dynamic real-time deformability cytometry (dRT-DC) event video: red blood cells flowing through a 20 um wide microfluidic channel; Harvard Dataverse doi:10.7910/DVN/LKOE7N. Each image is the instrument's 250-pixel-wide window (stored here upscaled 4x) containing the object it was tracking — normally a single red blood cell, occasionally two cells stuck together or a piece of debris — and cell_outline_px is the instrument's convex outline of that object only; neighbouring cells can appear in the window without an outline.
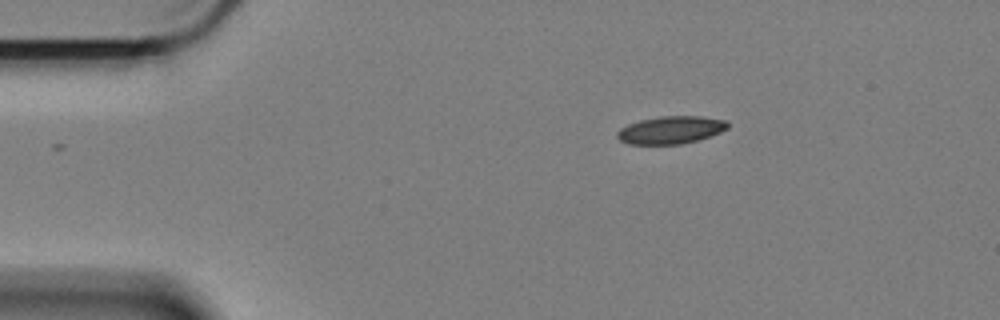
{"species": "Egyptian fruit bat (a non-hibernating species)", "species_latin": "Rousettus aegyptiacus", "temperature_condition": "cold", "stored_images_in_passage": 41, "camera_frame_rate_fps": 3000, "um_per_image_px": 0.085, "animal": {"sex": "female"}, "frame": {"image": 1, "passage_image": 1, "time_ms": 0.0, "image_size_px": [1000, 320], "cell_outline_px": [[728, 128], [720, 132], [696, 140], [680, 144], [628, 144], [620, 140], [616, 136], [616, 132], [620, 128], [628, 124], [640, 120], [660, 116], [700, 116], [724, 120], [728, 124]], "centroid_in_image_um": [56.97, 11.04], "position_along_channel_um": 28.0, "area_um2": 17.63}}
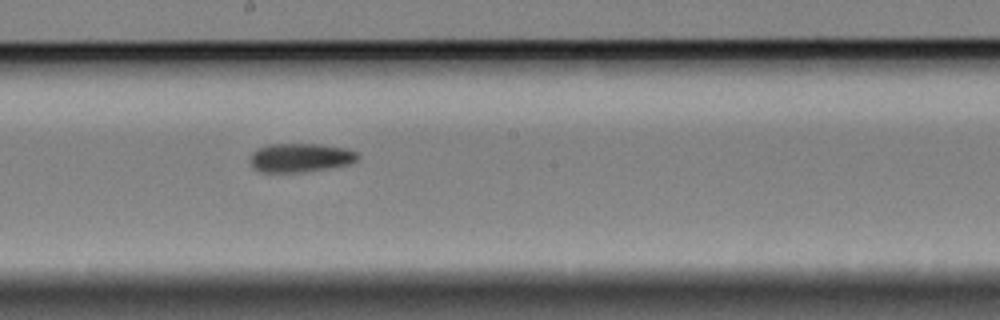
{"frame": {"image": 2, "passage_image": 23, "time_ms": 7.333, "image_size_px": [1000, 320], "cell_outline_px": [[360, 156], [356, 160], [348, 164], [300, 172], [260, 172], [248, 160], [252, 152], [256, 148], [268, 144], [320, 144], [344, 148], [356, 152]], "centroid_in_image_um": [25.47, 13.39], "position_along_channel_um": 222.7, "area_um2": 17.92}}
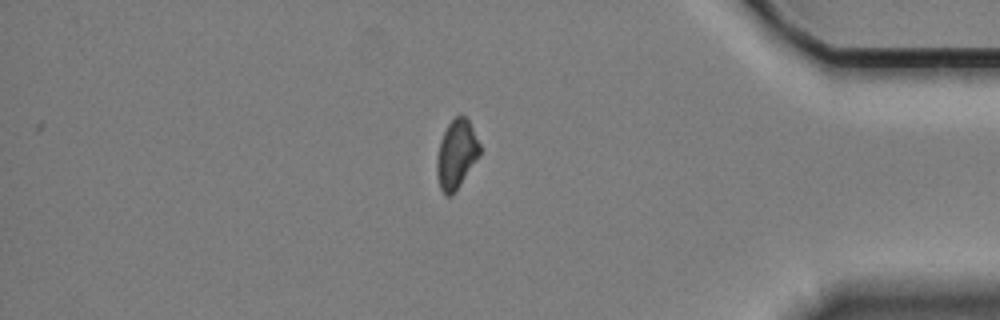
{"frame": {"image": 3, "passage_image": 41, "time_ms": 13.333, "image_size_px": [1000, 320], "cell_outline_px": [[480, 156], [460, 184], [448, 196], [444, 196], [440, 188], [436, 176], [436, 160], [440, 140], [448, 124], [456, 116], [464, 116], [468, 120], [480, 144]], "centroid_in_image_um": [38.78, 13.12], "position_along_channel_um": 396.4, "area_um2": 17.05}, "authors_computed_cell_mechanics": {"area_um2": 18.207, "velocity_mm_per_s": 3.3888, "shape_relaxation_time_tau1_ms": 6.704, "shape_relaxation_time_tau2_ms": 7.5626, "deformation_change_tau1": 0.1353, "deformation_change_tau2": 0.1297}}